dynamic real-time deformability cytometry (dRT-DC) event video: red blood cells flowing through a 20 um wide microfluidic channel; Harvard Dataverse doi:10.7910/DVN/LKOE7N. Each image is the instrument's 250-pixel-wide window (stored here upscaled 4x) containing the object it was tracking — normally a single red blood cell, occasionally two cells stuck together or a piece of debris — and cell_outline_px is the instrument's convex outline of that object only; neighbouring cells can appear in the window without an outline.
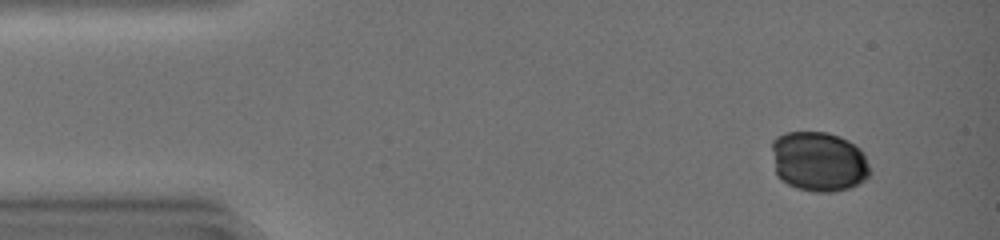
{"species": "common noctule bat (a hibernating species)", "species_latin": "Nyctalus noctula", "temperature_condition": "warm", "stored_images_in_passage": 42, "camera_frame_rate_fps": 3000, "um_per_image_px": 0.085, "animal": {"sex": "female", "body_mass_g": 19.0, "forearm_length_mm": 51.5}, "frame": {"image": 1, "passage_image": 1, "time_ms": 0.0, "image_size_px": [1000, 240], "cell_outline_px": [[868, 176], [856, 184], [848, 188], [832, 192], [812, 192], [796, 188], [788, 184], [776, 172], [772, 148], [772, 140], [776, 136], [784, 132], [828, 132], [840, 136], [848, 140], [860, 148], [864, 152], [868, 168]], "centroid_in_image_um": [69.57, 13.71], "position_along_channel_um": 15.4, "area_um2": 34.1}}